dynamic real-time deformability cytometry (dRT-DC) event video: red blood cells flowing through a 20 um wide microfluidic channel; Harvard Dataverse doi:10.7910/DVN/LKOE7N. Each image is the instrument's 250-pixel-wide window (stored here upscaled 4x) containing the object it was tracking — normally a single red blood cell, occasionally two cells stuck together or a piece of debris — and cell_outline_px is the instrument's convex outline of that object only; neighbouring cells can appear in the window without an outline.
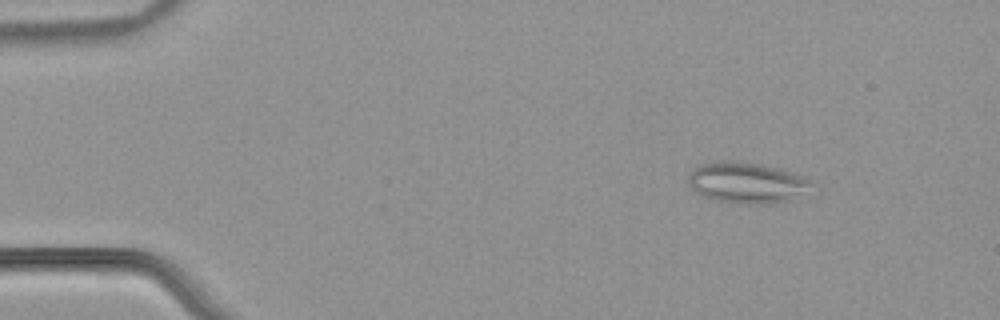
{"species": "common noctule bat (a hibernating species)", "species_latin": "Nyctalus noctula", "temperature_condition": "warm", "stored_images_in_passage": 50, "camera_frame_rate_fps": 3000, "um_per_image_px": 0.085, "animal": {"sex": "male", "body_mass_g": 21.5, "forearm_length_mm": 52.0}, "frame": {"image": 1, "passage_image": 4, "time_ms": 1.0, "image_size_px": [1000, 320], "cell_outline_px": [[808, 184], [788, 200], [768, 204], [748, 204], [716, 200], [704, 196], [696, 192], [688, 184], [688, 176], [700, 164], [712, 160], [732, 160], [764, 164], [804, 176], [808, 180]], "centroid_in_image_um": [63.33, 15.49], "position_along_channel_um": 21.7, "area_um2": 28.73}}
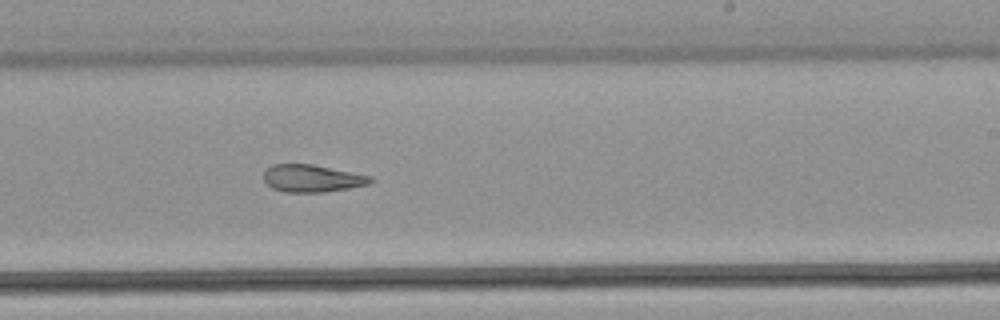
{"frame": {"image": 2, "passage_image": 30, "time_ms": 9.667, "image_size_px": [1000, 320], "cell_outline_px": [[376, 180], [372, 184], [324, 192], [284, 192], [272, 188], [264, 180], [264, 172], [272, 164], [312, 164], [372, 176]], "centroid_in_image_um": [26.57, 15.16], "position_along_channel_um": 262.4, "area_um2": 17.11}}
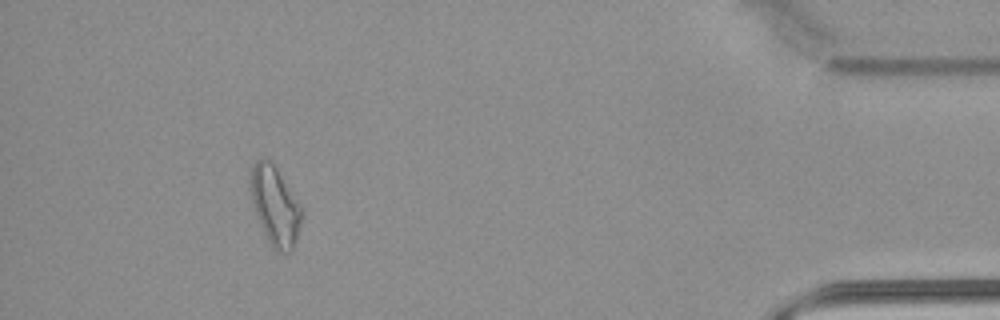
{"frame": {"image": 3, "passage_image": 46, "time_ms": 15.0, "image_size_px": [1000, 320], "cell_outline_px": [[300, 224], [292, 248], [288, 252], [276, 252], [272, 248], [256, 216], [252, 200], [248, 180], [252, 164], [260, 156], [264, 156], [276, 168], [300, 204]], "centroid_in_image_um": [23.31, 17.44], "position_along_channel_um": 411.9, "area_um2": 23.24}, "authors_computed_cell_mechanics": {"area_um2": 20.6057, "velocity_mm_per_s": 3.8872, "shape_relaxation_time_tau1_ms": null, "shape_relaxation_time_tau2_ms": 4.6608, "deformation_change_tau1": null, "deformation_change_tau2": 0.1439}}